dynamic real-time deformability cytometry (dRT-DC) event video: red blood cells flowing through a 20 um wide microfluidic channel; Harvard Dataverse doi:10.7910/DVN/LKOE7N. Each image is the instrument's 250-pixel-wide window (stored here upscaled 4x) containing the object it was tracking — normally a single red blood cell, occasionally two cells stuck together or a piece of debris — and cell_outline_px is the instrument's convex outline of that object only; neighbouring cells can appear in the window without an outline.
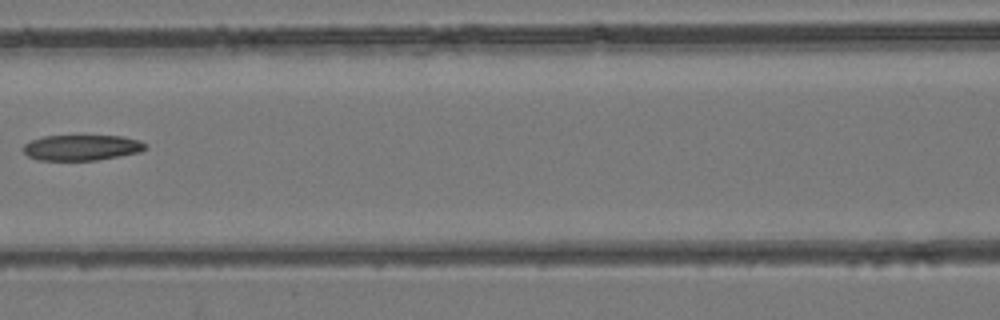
{"species": "common noctule bat (a hibernating species)", "species_latin": "Nyctalus noctula", "temperature_condition": "room temperature", "stored_images_in_passage": 5, "camera_frame_rate_fps": 3000, "um_per_image_px": 0.085, "animal": {"sex": "female", "body_mass_g": 24.6, "forearm_length_mm": 56.2}, "frame": {"image": 1, "passage_image": 5, "time_ms": 5.333, "image_size_px": [1000, 320], "cell_outline_px": [[148, 148], [140, 152], [120, 156], [96, 160], [36, 160], [28, 156], [20, 148], [24, 144], [32, 140], [44, 136], [124, 136], [140, 140], [148, 144]], "centroid_in_image_um": [6.96, 12.54], "position_along_channel_um": 159.6, "area_um2": 18.44}}